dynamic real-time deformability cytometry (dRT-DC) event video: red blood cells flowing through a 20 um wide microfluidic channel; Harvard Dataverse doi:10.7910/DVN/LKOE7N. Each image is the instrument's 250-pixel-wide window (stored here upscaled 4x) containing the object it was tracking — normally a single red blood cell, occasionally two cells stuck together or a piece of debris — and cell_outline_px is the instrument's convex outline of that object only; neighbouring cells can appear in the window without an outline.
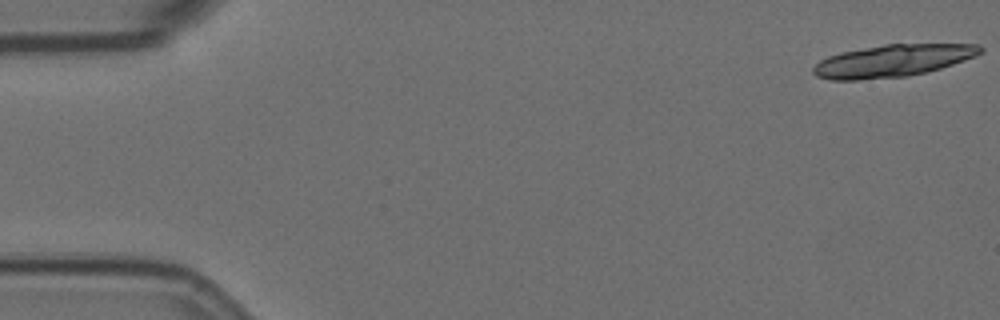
{"species": "Egyptian fruit bat (a non-hibernating species)", "species_latin": "Rousettus aegyptiacus", "temperature_condition": "room temperature", "stored_images_in_passage": 13, "camera_frame_rate_fps": 3000, "um_per_image_px": 0.085, "animal": {"sex": "female"}, "frame": {"image": 1, "passage_image": 1, "time_ms": 0.0, "image_size_px": [1000, 320], "cell_outline_px": [[984, 48], [976, 56], [940, 68], [908, 76], [860, 80], [828, 80], [816, 76], [812, 72], [812, 68], [820, 60], [828, 56], [840, 52], [884, 44], [980, 44]], "centroid_in_image_um": [75.83, 5.16], "position_along_channel_um": 9.2, "area_um2": 31.39}}